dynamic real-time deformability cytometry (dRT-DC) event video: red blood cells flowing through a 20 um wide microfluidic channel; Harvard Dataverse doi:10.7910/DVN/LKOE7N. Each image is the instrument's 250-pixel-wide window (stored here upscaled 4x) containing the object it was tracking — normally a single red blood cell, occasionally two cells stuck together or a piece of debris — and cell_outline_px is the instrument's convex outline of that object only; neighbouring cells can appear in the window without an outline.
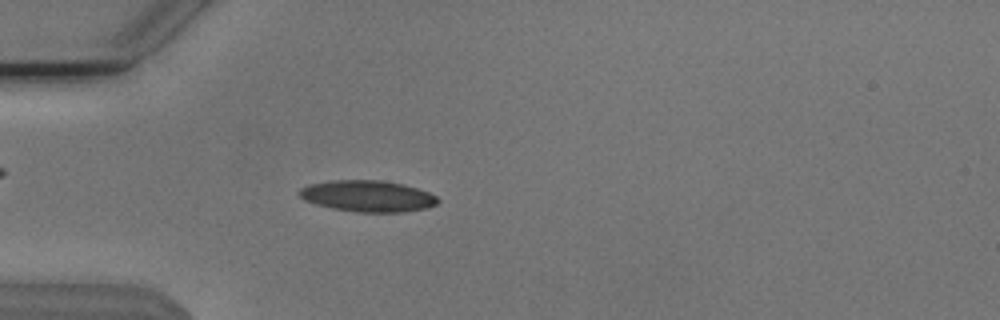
{"species": "Egyptian fruit bat (a non-hibernating species)", "species_latin": "Rousettus aegyptiacus", "temperature_condition": "cold", "stored_images_in_passage": 49, "camera_frame_rate_fps": 3000, "um_per_image_px": 0.085, "animal": {"sex": "male"}, "frame": {"image": 1, "passage_image": 11, "time_ms": 3.333, "image_size_px": [1000, 320], "cell_outline_px": [[440, 200], [436, 204], [428, 208], [404, 212], [356, 212], [332, 208], [316, 204], [304, 200], [296, 192], [300, 188], [308, 184], [332, 180], [380, 180], [404, 184], [428, 192], [436, 196]], "centroid_in_image_um": [31.24, 16.66], "position_along_channel_um": 53.8, "area_um2": 25.43}}
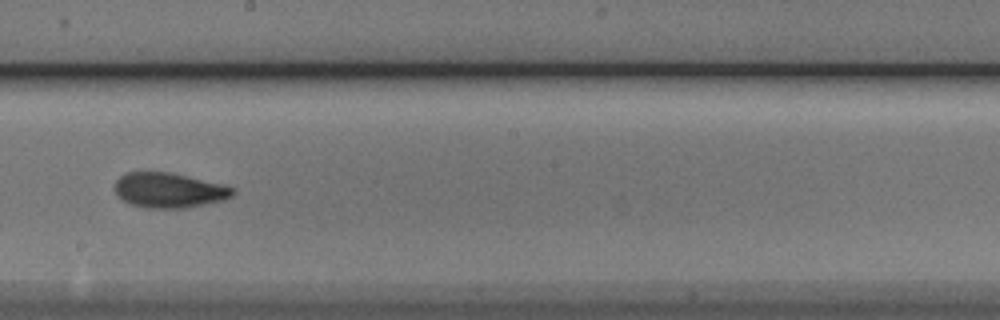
{"frame": {"image": 2, "passage_image": 26, "time_ms": 8.333, "image_size_px": [1000, 320], "cell_outline_px": [[236, 192], [232, 196], [224, 200], [184, 208], [144, 208], [120, 200], [116, 196], [116, 180], [120, 176], [128, 172], [168, 172], [220, 184], [236, 188]], "centroid_in_image_um": [14.35, 16.18], "position_along_channel_um": 233.9, "area_um2": 23.93}}
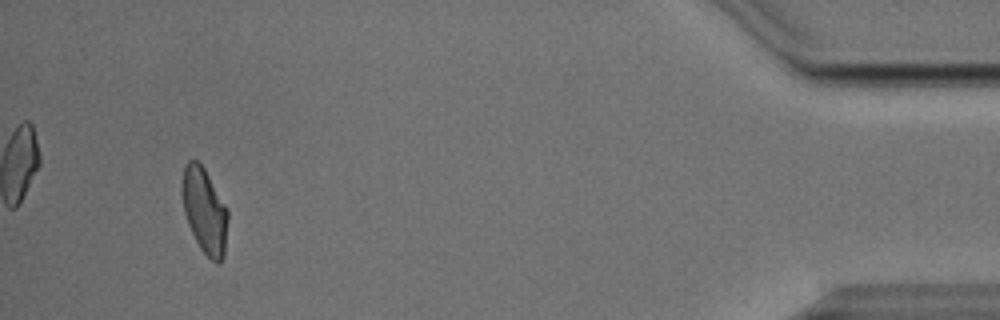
{"frame": {"image": 3, "passage_image": 46, "time_ms": 15.0, "image_size_px": [1000, 320], "cell_outline_px": [[228, 220], [224, 256], [220, 264], [216, 264], [200, 248], [188, 224], [184, 212], [180, 192], [180, 188], [184, 164], [188, 160], [196, 160], [204, 168], [228, 208]], "centroid_in_image_um": [17.38, 17.89], "position_along_channel_um": 417.8, "area_um2": 23.12}, "authors_computed_cell_mechanics": {"area_um2": 23.5246, "velocity_mm_per_s": 3.8056, "shape_relaxation_time_tau1_ms": 3.9829, "shape_relaxation_time_tau2_ms": 2.7876, "deformation_change_tau1": 0.1274, "deformation_change_tau2": 0.087}}